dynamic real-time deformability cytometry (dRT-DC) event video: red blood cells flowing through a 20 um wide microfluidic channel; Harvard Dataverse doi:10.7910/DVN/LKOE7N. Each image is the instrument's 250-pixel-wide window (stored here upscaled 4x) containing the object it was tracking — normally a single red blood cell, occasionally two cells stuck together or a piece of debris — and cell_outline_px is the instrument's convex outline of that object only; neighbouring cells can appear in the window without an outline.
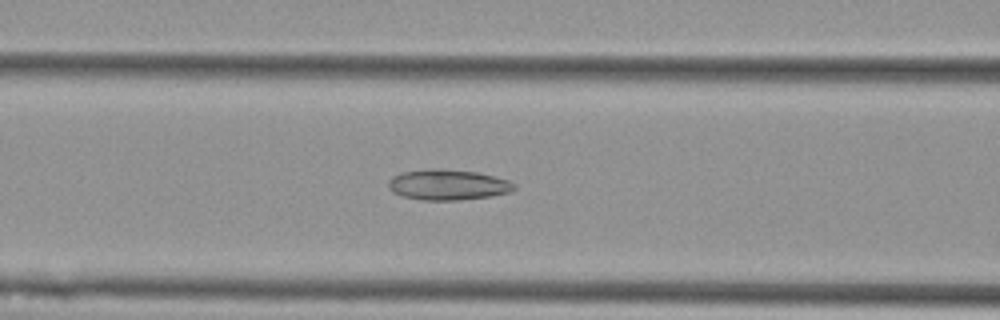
{"species": "Egyptian fruit bat (a non-hibernating species)", "species_latin": "Rousettus aegyptiacus", "temperature_condition": "cold", "stored_images_in_passage": 56, "camera_frame_rate_fps": 3000, "um_per_image_px": 0.085, "animal": {"sex": "female"}, "frame": {"image": 1, "passage_image": 23, "time_ms": 7.333, "image_size_px": [1000, 320], "cell_outline_px": [[516, 188], [508, 192], [492, 196], [460, 200], [420, 200], [400, 196], [392, 192], [388, 188], [388, 180], [392, 176], [404, 172], [432, 168], [440, 168], [476, 172], [496, 176], [508, 180], [516, 184]], "centroid_in_image_um": [38.05, 15.71], "position_along_channel_um": 128.6, "area_um2": 22.66}}
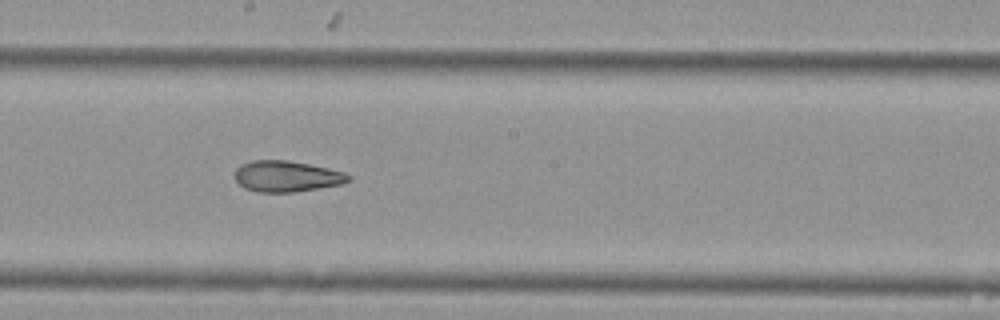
{"frame": {"image": 2, "passage_image": 31, "time_ms": 10.0, "image_size_px": [1000, 320], "cell_outline_px": [[352, 180], [340, 184], [292, 192], [256, 192], [244, 188], [236, 180], [236, 168], [240, 164], [252, 160], [288, 160], [328, 168], [344, 172], [352, 176]], "centroid_in_image_um": [24.36, 14.98], "position_along_channel_um": 223.8, "area_um2": 20.46}}
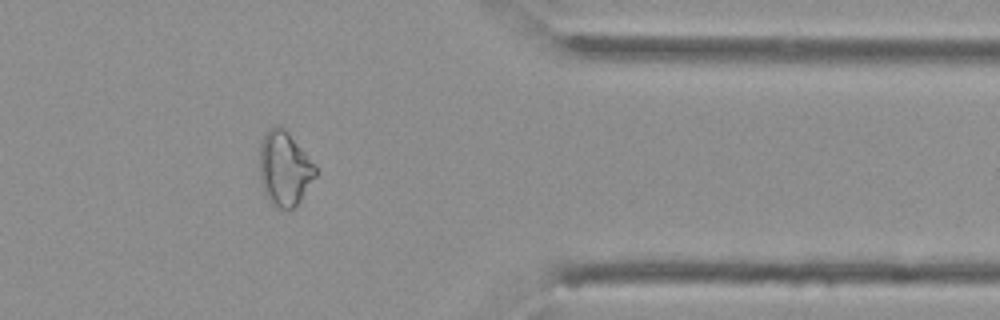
{"frame": {"image": 3, "passage_image": 46, "time_ms": 15.0, "image_size_px": [1000, 320], "cell_outline_px": [[316, 176], [300, 200], [292, 208], [276, 208], [264, 196], [260, 180], [260, 144], [268, 128], [276, 124], [284, 128], [288, 132], [304, 152], [316, 168]], "centroid_in_image_um": [24.14, 14.33], "position_along_channel_um": 387.3, "area_um2": 24.04}, "authors_computed_cell_mechanics": {"area_um2": 24.8829, "velocity_mm_per_s": 3.5833, "shape_relaxation_time_tau1_ms": null, "shape_relaxation_time_tau2_ms": 3.8242, "deformation_change_tau1": null, "deformation_change_tau2": 0.1196}}